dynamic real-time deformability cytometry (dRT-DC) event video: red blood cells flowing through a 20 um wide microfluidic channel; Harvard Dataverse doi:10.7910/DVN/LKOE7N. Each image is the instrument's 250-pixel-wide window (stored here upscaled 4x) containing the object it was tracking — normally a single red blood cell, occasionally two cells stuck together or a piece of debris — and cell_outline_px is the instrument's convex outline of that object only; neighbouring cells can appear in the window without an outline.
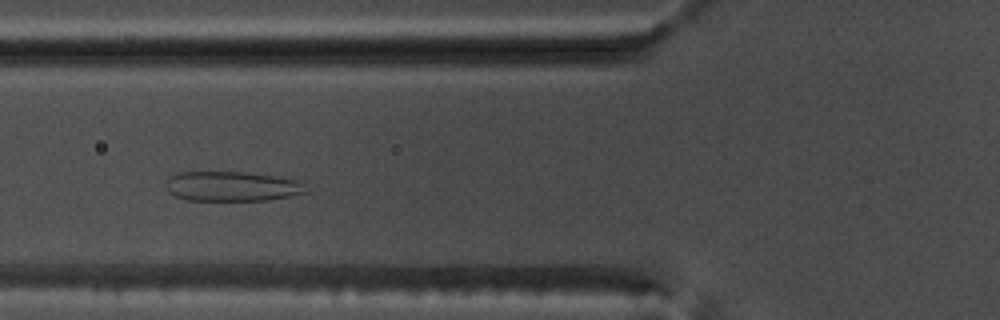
{"species": "common noctule bat (a hibernating species)", "species_latin": "Nyctalus noctula", "temperature_condition": "warm", "stored_images_in_passage": 46, "camera_frame_rate_fps": 3000, "um_per_image_px": 0.085, "animal": {"sex": "male", "body_mass_g": 17.5, "forearm_length_mm": 52.3}, "frame": {"image": 1, "passage_image": 12, "time_ms": 3.667, "image_size_px": [1000, 320], "cell_outline_px": [[308, 192], [268, 200], [188, 200], [176, 196], [168, 192], [164, 184], [172, 176], [180, 172], [244, 172], [276, 176], [304, 180]], "centroid_in_image_um": [19.77, 15.83], "position_along_channel_um": 106.0, "area_um2": 24.45}}
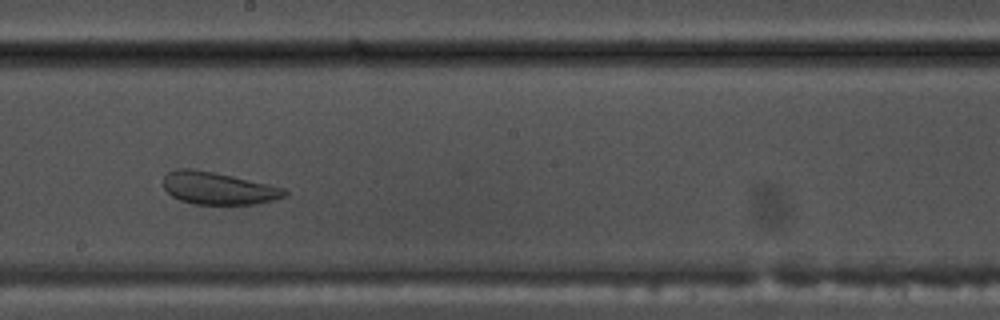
{"frame": {"image": 2, "passage_image": 22, "time_ms": 7.0, "image_size_px": [1000, 320], "cell_outline_px": [[288, 192], [284, 196], [272, 200], [256, 204], [196, 204], [180, 200], [172, 196], [164, 188], [164, 176], [168, 172], [176, 168], [192, 168], [232, 176], [288, 188]], "centroid_in_image_um": [18.55, 15.99], "position_along_channel_um": 229.6, "area_um2": 22.83}}
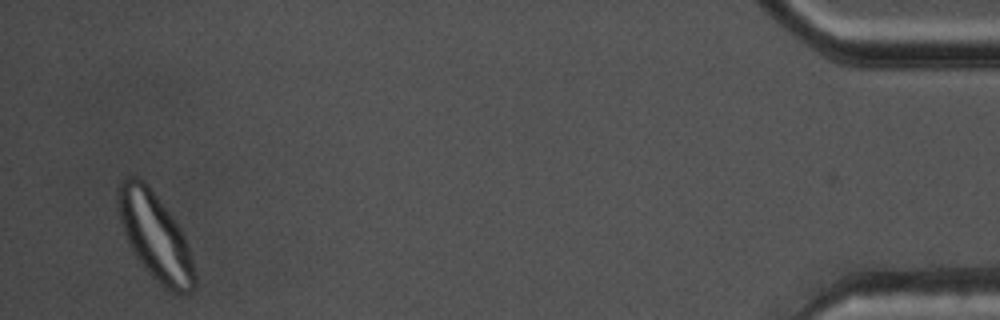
{"frame": {"image": 3, "passage_image": 44, "time_ms": 14.333, "image_size_px": [1000, 320], "cell_outline_px": [[196, 284], [192, 292], [172, 292], [160, 284], [140, 264], [132, 252], [124, 232], [120, 220], [116, 200], [116, 188], [128, 176], [136, 176], [144, 180], [148, 184], [172, 216], [180, 228], [184, 236], [192, 260], [196, 276]], "centroid_in_image_um": [13.16, 20.06], "position_along_channel_um": 422.0, "area_um2": 38.78}}